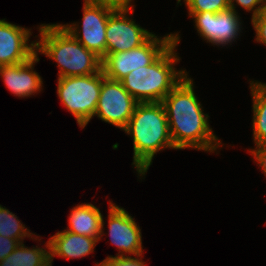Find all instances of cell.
<instances>
[{
  "label": "cell",
  "mask_w": 266,
  "mask_h": 266,
  "mask_svg": "<svg viewBox=\"0 0 266 266\" xmlns=\"http://www.w3.org/2000/svg\"><path fill=\"white\" fill-rule=\"evenodd\" d=\"M133 140V162L138 178L145 179L159 151L174 149L169 124L161 102L138 103L122 130Z\"/></svg>",
  "instance_id": "2"
},
{
  "label": "cell",
  "mask_w": 266,
  "mask_h": 266,
  "mask_svg": "<svg viewBox=\"0 0 266 266\" xmlns=\"http://www.w3.org/2000/svg\"><path fill=\"white\" fill-rule=\"evenodd\" d=\"M254 147V149H248V152L251 156L253 155L254 163L257 162L258 167L262 169L261 171L266 177V144H258Z\"/></svg>",
  "instance_id": "23"
},
{
  "label": "cell",
  "mask_w": 266,
  "mask_h": 266,
  "mask_svg": "<svg viewBox=\"0 0 266 266\" xmlns=\"http://www.w3.org/2000/svg\"><path fill=\"white\" fill-rule=\"evenodd\" d=\"M31 29L0 19V66L28 61L36 55L37 43L30 41Z\"/></svg>",
  "instance_id": "12"
},
{
  "label": "cell",
  "mask_w": 266,
  "mask_h": 266,
  "mask_svg": "<svg viewBox=\"0 0 266 266\" xmlns=\"http://www.w3.org/2000/svg\"><path fill=\"white\" fill-rule=\"evenodd\" d=\"M37 28L36 54L57 63L58 77L91 75L101 70V58L87 50L60 23L41 24Z\"/></svg>",
  "instance_id": "3"
},
{
  "label": "cell",
  "mask_w": 266,
  "mask_h": 266,
  "mask_svg": "<svg viewBox=\"0 0 266 266\" xmlns=\"http://www.w3.org/2000/svg\"><path fill=\"white\" fill-rule=\"evenodd\" d=\"M179 32L174 33V42L150 65L132 70L120 82L139 102H161L164 97L189 73L177 70L181 58L177 53Z\"/></svg>",
  "instance_id": "4"
},
{
  "label": "cell",
  "mask_w": 266,
  "mask_h": 266,
  "mask_svg": "<svg viewBox=\"0 0 266 266\" xmlns=\"http://www.w3.org/2000/svg\"><path fill=\"white\" fill-rule=\"evenodd\" d=\"M96 2H100L109 6H112L114 8H135V5L133 0H92Z\"/></svg>",
  "instance_id": "25"
},
{
  "label": "cell",
  "mask_w": 266,
  "mask_h": 266,
  "mask_svg": "<svg viewBox=\"0 0 266 266\" xmlns=\"http://www.w3.org/2000/svg\"><path fill=\"white\" fill-rule=\"evenodd\" d=\"M229 4L230 8L236 12L237 6H240V8L246 10V12H252V19L264 8L266 5V0H229Z\"/></svg>",
  "instance_id": "22"
},
{
  "label": "cell",
  "mask_w": 266,
  "mask_h": 266,
  "mask_svg": "<svg viewBox=\"0 0 266 266\" xmlns=\"http://www.w3.org/2000/svg\"><path fill=\"white\" fill-rule=\"evenodd\" d=\"M68 216L66 231L74 234L96 238L100 241L105 236L104 216L100 208L91 203H81L73 207Z\"/></svg>",
  "instance_id": "15"
},
{
  "label": "cell",
  "mask_w": 266,
  "mask_h": 266,
  "mask_svg": "<svg viewBox=\"0 0 266 266\" xmlns=\"http://www.w3.org/2000/svg\"><path fill=\"white\" fill-rule=\"evenodd\" d=\"M21 242L0 235V261L11 254Z\"/></svg>",
  "instance_id": "24"
},
{
  "label": "cell",
  "mask_w": 266,
  "mask_h": 266,
  "mask_svg": "<svg viewBox=\"0 0 266 266\" xmlns=\"http://www.w3.org/2000/svg\"><path fill=\"white\" fill-rule=\"evenodd\" d=\"M139 102L118 80L104 76L94 116L123 130Z\"/></svg>",
  "instance_id": "9"
},
{
  "label": "cell",
  "mask_w": 266,
  "mask_h": 266,
  "mask_svg": "<svg viewBox=\"0 0 266 266\" xmlns=\"http://www.w3.org/2000/svg\"><path fill=\"white\" fill-rule=\"evenodd\" d=\"M177 5H182L181 0H176ZM188 12H213L230 8L229 0H183Z\"/></svg>",
  "instance_id": "19"
},
{
  "label": "cell",
  "mask_w": 266,
  "mask_h": 266,
  "mask_svg": "<svg viewBox=\"0 0 266 266\" xmlns=\"http://www.w3.org/2000/svg\"><path fill=\"white\" fill-rule=\"evenodd\" d=\"M45 248L33 245L29 247L20 243L6 258L0 261V266H51L50 245L44 242Z\"/></svg>",
  "instance_id": "17"
},
{
  "label": "cell",
  "mask_w": 266,
  "mask_h": 266,
  "mask_svg": "<svg viewBox=\"0 0 266 266\" xmlns=\"http://www.w3.org/2000/svg\"><path fill=\"white\" fill-rule=\"evenodd\" d=\"M39 61V56L36 54L25 62L1 65L0 77L8 91L19 98L32 97L35 93H40L43 90L42 77L34 70V65Z\"/></svg>",
  "instance_id": "13"
},
{
  "label": "cell",
  "mask_w": 266,
  "mask_h": 266,
  "mask_svg": "<svg viewBox=\"0 0 266 266\" xmlns=\"http://www.w3.org/2000/svg\"><path fill=\"white\" fill-rule=\"evenodd\" d=\"M188 15L195 23L198 35L207 43L217 47L232 45L243 30L241 17L232 8L218 13L188 12Z\"/></svg>",
  "instance_id": "8"
},
{
  "label": "cell",
  "mask_w": 266,
  "mask_h": 266,
  "mask_svg": "<svg viewBox=\"0 0 266 266\" xmlns=\"http://www.w3.org/2000/svg\"><path fill=\"white\" fill-rule=\"evenodd\" d=\"M108 211V236L119 251L116 256L143 254L142 233L134 217L111 200Z\"/></svg>",
  "instance_id": "11"
},
{
  "label": "cell",
  "mask_w": 266,
  "mask_h": 266,
  "mask_svg": "<svg viewBox=\"0 0 266 266\" xmlns=\"http://www.w3.org/2000/svg\"><path fill=\"white\" fill-rule=\"evenodd\" d=\"M25 224L18 219L17 215L10 212L6 207L0 204V235L15 239L23 243L24 238H30L31 240H38L41 242V236L30 232Z\"/></svg>",
  "instance_id": "18"
},
{
  "label": "cell",
  "mask_w": 266,
  "mask_h": 266,
  "mask_svg": "<svg viewBox=\"0 0 266 266\" xmlns=\"http://www.w3.org/2000/svg\"><path fill=\"white\" fill-rule=\"evenodd\" d=\"M251 24L255 31V41L266 46V5L251 19Z\"/></svg>",
  "instance_id": "21"
},
{
  "label": "cell",
  "mask_w": 266,
  "mask_h": 266,
  "mask_svg": "<svg viewBox=\"0 0 266 266\" xmlns=\"http://www.w3.org/2000/svg\"><path fill=\"white\" fill-rule=\"evenodd\" d=\"M51 266L55 256L64 259H79L95 252L96 238L78 235L66 230L57 231L48 240Z\"/></svg>",
  "instance_id": "14"
},
{
  "label": "cell",
  "mask_w": 266,
  "mask_h": 266,
  "mask_svg": "<svg viewBox=\"0 0 266 266\" xmlns=\"http://www.w3.org/2000/svg\"><path fill=\"white\" fill-rule=\"evenodd\" d=\"M97 266H146L143 260V254L134 256H112L108 255L100 263H95Z\"/></svg>",
  "instance_id": "20"
},
{
  "label": "cell",
  "mask_w": 266,
  "mask_h": 266,
  "mask_svg": "<svg viewBox=\"0 0 266 266\" xmlns=\"http://www.w3.org/2000/svg\"><path fill=\"white\" fill-rule=\"evenodd\" d=\"M174 33L152 34L142 45L128 51L106 54L101 60L104 76L120 81L132 70L152 64L172 43Z\"/></svg>",
  "instance_id": "6"
},
{
  "label": "cell",
  "mask_w": 266,
  "mask_h": 266,
  "mask_svg": "<svg viewBox=\"0 0 266 266\" xmlns=\"http://www.w3.org/2000/svg\"><path fill=\"white\" fill-rule=\"evenodd\" d=\"M194 87L193 78L187 74L161 101L174 149L214 153L224 144L210 127V116L204 113Z\"/></svg>",
  "instance_id": "1"
},
{
  "label": "cell",
  "mask_w": 266,
  "mask_h": 266,
  "mask_svg": "<svg viewBox=\"0 0 266 266\" xmlns=\"http://www.w3.org/2000/svg\"><path fill=\"white\" fill-rule=\"evenodd\" d=\"M102 81V69L91 75L57 78V96L81 129L94 117Z\"/></svg>",
  "instance_id": "5"
},
{
  "label": "cell",
  "mask_w": 266,
  "mask_h": 266,
  "mask_svg": "<svg viewBox=\"0 0 266 266\" xmlns=\"http://www.w3.org/2000/svg\"><path fill=\"white\" fill-rule=\"evenodd\" d=\"M252 97V127L254 145L266 144V85L258 80H250Z\"/></svg>",
  "instance_id": "16"
},
{
  "label": "cell",
  "mask_w": 266,
  "mask_h": 266,
  "mask_svg": "<svg viewBox=\"0 0 266 266\" xmlns=\"http://www.w3.org/2000/svg\"><path fill=\"white\" fill-rule=\"evenodd\" d=\"M134 10V8H117L110 14L106 26V54L136 48L153 34L130 17V14H134Z\"/></svg>",
  "instance_id": "10"
},
{
  "label": "cell",
  "mask_w": 266,
  "mask_h": 266,
  "mask_svg": "<svg viewBox=\"0 0 266 266\" xmlns=\"http://www.w3.org/2000/svg\"><path fill=\"white\" fill-rule=\"evenodd\" d=\"M83 1L82 22L60 25L87 50L93 51L102 59L106 55L107 21L116 8L92 0Z\"/></svg>",
  "instance_id": "7"
}]
</instances>
